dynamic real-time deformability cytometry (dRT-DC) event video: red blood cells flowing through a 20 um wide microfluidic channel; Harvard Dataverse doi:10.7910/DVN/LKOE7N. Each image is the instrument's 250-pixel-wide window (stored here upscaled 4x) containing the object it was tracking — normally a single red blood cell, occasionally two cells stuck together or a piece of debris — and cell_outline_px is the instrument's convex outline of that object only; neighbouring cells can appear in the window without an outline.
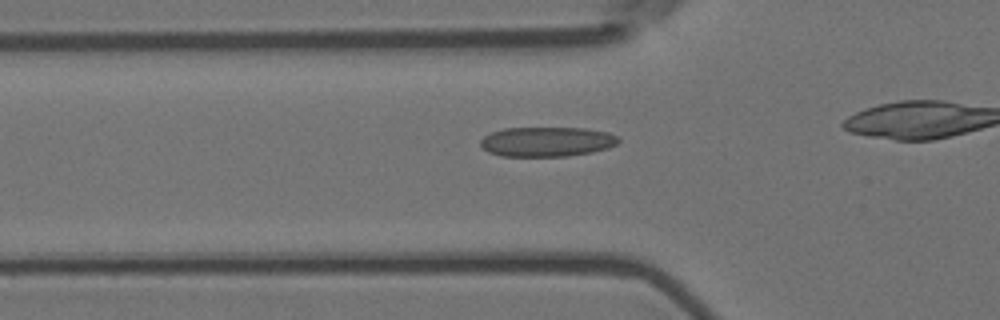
{"species": "Egyptian fruit bat (a non-hibernating species)", "species_latin": "Rousettus aegyptiacus", "temperature_condition": "room temperature", "stored_images_in_passage": 41, "camera_frame_rate_fps": 3000, "um_per_image_px": 0.085, "animal": {"sex": "female"}, "frame": {"image": 1, "passage_image": 15, "time_ms": 4.667, "image_size_px": [1000, 320], "cell_outline_px": [[620, 140], [616, 144], [608, 148], [592, 152], [568, 156], [500, 156], [488, 152], [480, 144], [480, 140], [484, 136], [492, 132], [504, 128], [584, 128], [608, 132], [616, 136]], "centroid_in_image_um": [46.47, 12.04], "position_along_channel_um": 79.3, "area_um2": 23.87}}
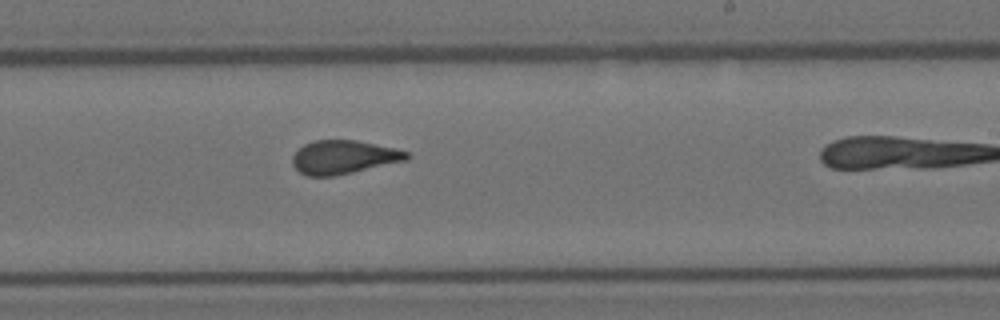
{"frame": {"image": 2, "passage_image": 30, "time_ms": 9.667, "image_size_px": [1000, 320], "cell_outline_px": [[412, 156], [408, 160], [336, 176], [308, 176], [300, 172], [292, 164], [292, 156], [304, 144], [316, 140], [356, 140], [396, 148], [408, 152]], "centroid_in_image_um": [29.24, 13.36], "position_along_channel_um": 259.8, "area_um2": 22.48}}
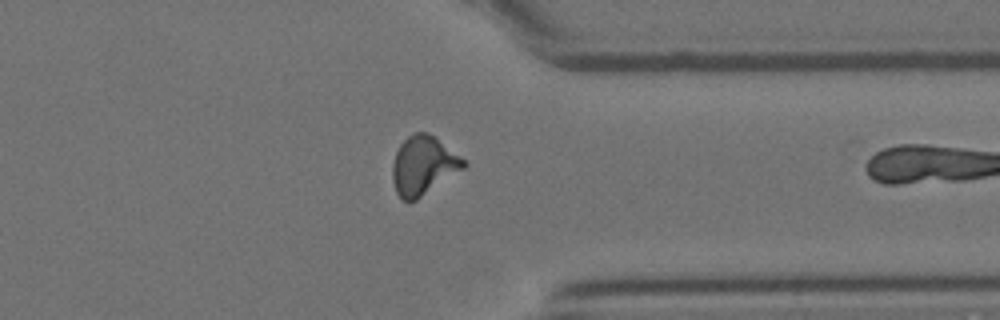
{"frame": {"image": 3, "passage_image": 40, "time_ms": 13.0, "image_size_px": [1000, 320], "cell_outline_px": [[468, 164], [464, 168], [416, 200], [404, 200], [396, 192], [392, 180], [392, 164], [396, 152], [400, 144], [408, 136], [416, 132], [428, 132], [436, 136], [460, 156]], "centroid_in_image_um": [35.98, 14.04], "position_along_channel_um": 375.4, "area_um2": 24.22}}